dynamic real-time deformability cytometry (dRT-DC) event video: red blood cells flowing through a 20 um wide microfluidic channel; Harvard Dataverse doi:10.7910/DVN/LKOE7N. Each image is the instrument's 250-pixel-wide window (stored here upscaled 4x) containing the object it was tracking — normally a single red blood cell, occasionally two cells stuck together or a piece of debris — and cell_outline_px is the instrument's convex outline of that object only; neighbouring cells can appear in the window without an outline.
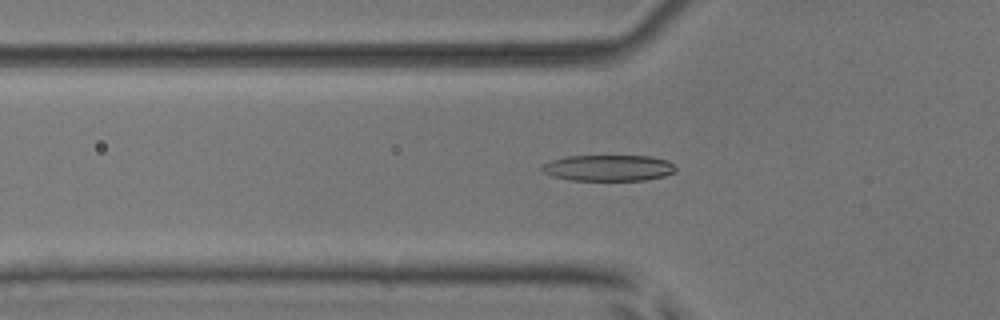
{"species": "common noctule bat (a hibernating species)", "species_latin": "Nyctalus noctula", "temperature_condition": "room temperature", "stored_images_in_passage": 42, "camera_frame_rate_fps": 3000, "um_per_image_px": 0.085, "animal": {"sex": "male", "body_mass_g": 17.9, "forearm_length_mm": 54.2}, "frame": {"image": 1, "passage_image": 7, "time_ms": 2.0, "image_size_px": [1000, 320], "cell_outline_px": [[676, 172], [664, 176], [644, 180], [572, 180], [552, 176], [544, 172], [540, 168], [544, 164], [552, 160], [568, 156], [652, 156], [668, 160], [676, 168]], "centroid_in_image_um": [51.75, 14.27], "position_along_channel_um": 74.0, "area_um2": 20.29}}
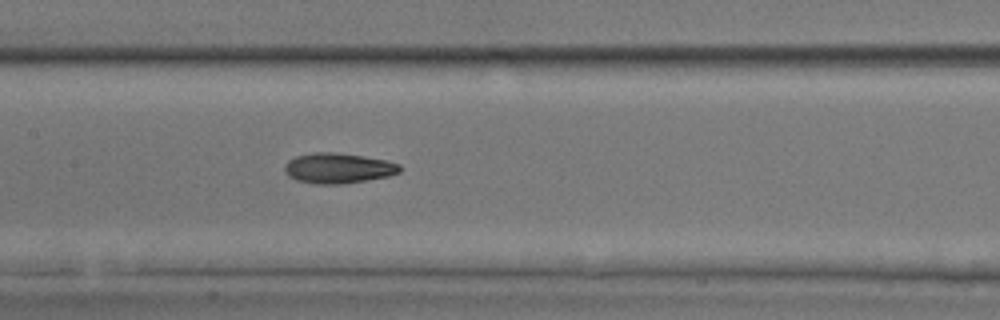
{"frame": {"image": 2, "passage_image": 15, "time_ms": 4.667, "image_size_px": [1000, 320], "cell_outline_px": [[400, 172], [388, 176], [344, 184], [312, 184], [296, 180], [288, 176], [284, 172], [284, 164], [288, 160], [296, 156], [312, 152], [332, 152], [364, 156], [384, 160], [400, 164]], "centroid_in_image_um": [28.69, 14.3], "position_along_channel_um": 178.7, "area_um2": 20.46}}
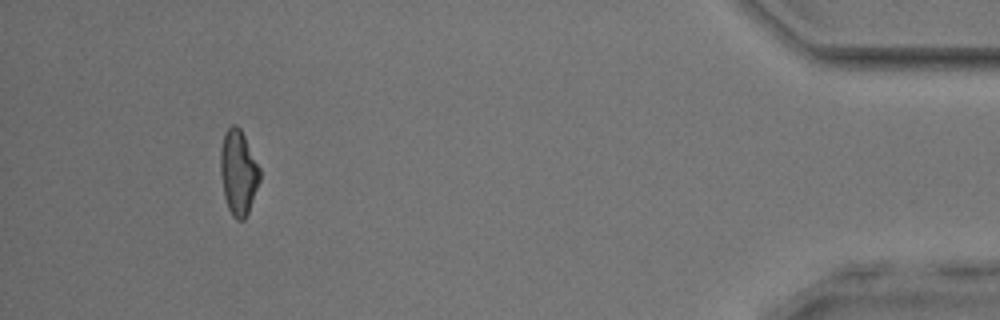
{"frame": {"image": 3, "passage_image": 38, "time_ms": 12.333, "image_size_px": [1000, 320], "cell_outline_px": [[260, 180], [248, 212], [244, 220], [236, 220], [232, 216], [228, 208], [224, 196], [220, 172], [220, 148], [224, 132], [232, 124], [236, 124], [240, 128], [260, 168]], "centroid_in_image_um": [20.24, 14.65], "position_along_channel_um": 415.0, "area_um2": 19.48}, "authors_computed_cell_mechanics": {"area_um2": 19.652, "velocity_mm_per_s": 3.9189, "shape_relaxation_time_tau1_ms": 2.7163, "shape_relaxation_time_tau2_ms": 3.2389, "deformation_change_tau1": 0.1368, "deformation_change_tau2": 0.1196}}